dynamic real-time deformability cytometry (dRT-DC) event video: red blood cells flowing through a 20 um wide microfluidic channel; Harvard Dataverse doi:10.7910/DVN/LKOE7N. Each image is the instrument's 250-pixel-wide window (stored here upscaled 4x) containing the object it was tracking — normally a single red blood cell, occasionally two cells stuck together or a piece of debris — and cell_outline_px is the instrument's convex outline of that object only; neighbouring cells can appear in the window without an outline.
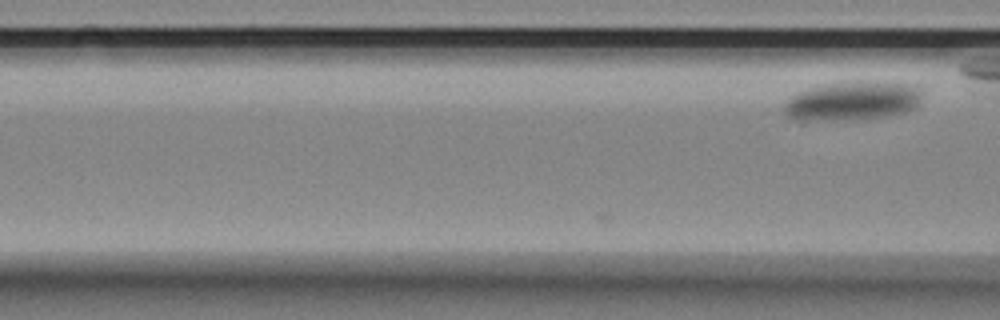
{"species": "Egyptian fruit bat (a non-hibernating species)", "species_latin": "Rousettus aegyptiacus", "temperature_condition": "room temperature", "stored_images_in_passage": 6, "camera_frame_rate_fps": 3000, "um_per_image_px": 0.085, "animal": {"sex": "female"}, "frame": {"image": 1, "passage_image": 6, "time_ms": 1.667, "image_size_px": [1000, 320], "cell_outline_px": [[924, 92], [920, 104], [916, 108], [904, 112], [884, 116], [856, 120], [804, 124], [800, 124], [788, 116], [784, 112], [784, 104], [788, 96], [796, 92], [808, 88], [828, 84], [860, 80], [908, 84], [920, 88]], "centroid_in_image_um": [72.37, 8.63], "position_along_channel_um": 94.2, "area_um2": 32.89}}